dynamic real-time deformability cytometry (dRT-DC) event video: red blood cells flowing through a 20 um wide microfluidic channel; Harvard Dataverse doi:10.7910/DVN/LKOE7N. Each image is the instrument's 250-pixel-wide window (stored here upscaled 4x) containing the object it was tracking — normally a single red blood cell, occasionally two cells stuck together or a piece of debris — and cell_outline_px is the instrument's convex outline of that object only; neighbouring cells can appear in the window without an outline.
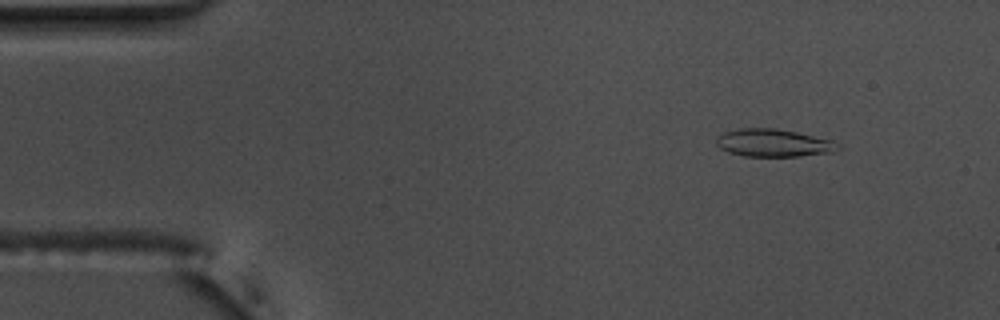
{"species": "common noctule bat (a hibernating species)", "species_latin": "Nyctalus noctula", "temperature_condition": "warm", "stored_images_in_passage": 53, "camera_frame_rate_fps": 3000, "um_per_image_px": 0.085, "animal": {"sex": "male", "body_mass_g": 17.5, "forearm_length_mm": 52.3}, "frame": {"image": 1, "passage_image": 4, "time_ms": 1.0, "image_size_px": [1000, 320], "cell_outline_px": [[840, 148], [832, 152], [800, 156], [744, 156], [728, 152], [720, 148], [716, 144], [716, 136], [724, 132], [740, 128], [776, 128], [796, 132], [832, 140], [840, 144]], "centroid_in_image_um": [65.72, 12.14], "position_along_channel_um": 19.3, "area_um2": 19.65}}
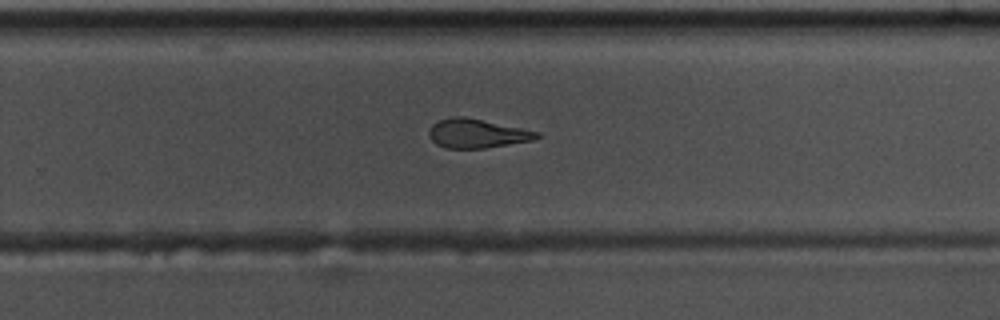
{"frame": {"image": 2, "passage_image": 33, "time_ms": 10.667, "image_size_px": [1000, 320], "cell_outline_px": [[544, 136], [532, 140], [484, 148], [448, 148], [436, 144], [428, 136], [428, 128], [432, 124], [440, 120], [456, 116], [464, 116], [540, 132]], "centroid_in_image_um": [40.53, 11.34], "position_along_channel_um": 289.3, "area_um2": 18.15}}
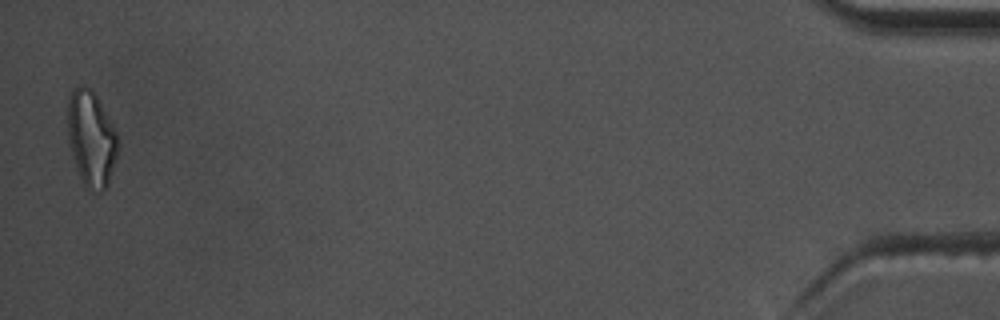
{"frame": {"image": 3, "passage_image": 52, "time_ms": 17.0, "image_size_px": [1000, 320], "cell_outline_px": [[116, 156], [108, 184], [100, 192], [88, 192], [84, 188], [72, 152], [68, 136], [68, 96], [72, 88], [76, 84], [84, 84], [92, 88], [112, 124], [116, 132]], "centroid_in_image_um": [7.73, 11.74], "position_along_channel_um": 427.5, "area_um2": 27.74}, "authors_computed_cell_mechanics": {"area_um2": 19.4208, "velocity_mm_per_s": 3.6965, "shape_relaxation_time_tau1_ms": 6.4874, "shape_relaxation_time_tau2_ms": 3.1508, "deformation_change_tau1": 0.1993, "deformation_change_tau2": 0.1043}}